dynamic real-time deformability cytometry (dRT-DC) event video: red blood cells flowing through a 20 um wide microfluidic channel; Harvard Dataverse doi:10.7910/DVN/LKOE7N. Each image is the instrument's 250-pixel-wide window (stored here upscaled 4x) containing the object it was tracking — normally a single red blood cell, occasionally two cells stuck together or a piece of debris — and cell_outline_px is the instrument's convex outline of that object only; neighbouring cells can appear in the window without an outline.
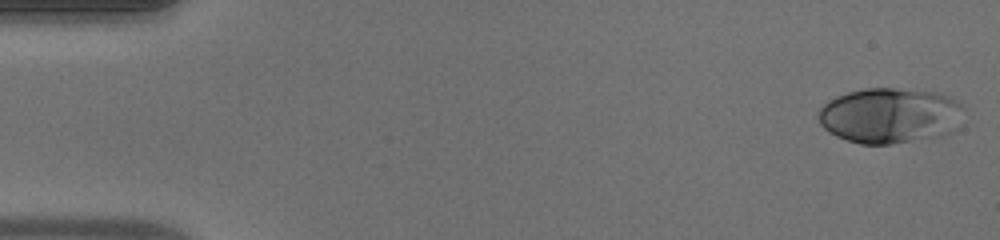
{"species": "human", "species_latin": "Homo sapiens", "temperature_condition": "warm", "stored_images_in_passage": 49, "camera_frame_rate_fps": 3000, "um_per_image_px": 0.085, "donor": {"sex": "male"}, "frame": {"image": 1, "passage_image": 1, "time_ms": 0.0, "image_size_px": [1000, 240], "cell_outline_px": [[964, 108], [956, 128], [952, 132], [944, 136], [892, 144], [860, 144], [836, 136], [828, 132], [820, 124], [816, 116], [820, 108], [828, 100], [836, 96], [848, 92], [864, 88], [892, 88], [936, 92], [960, 100]], "centroid_in_image_um": [75.65, 9.82], "position_along_channel_um": 9.4, "area_um2": 47.57}}
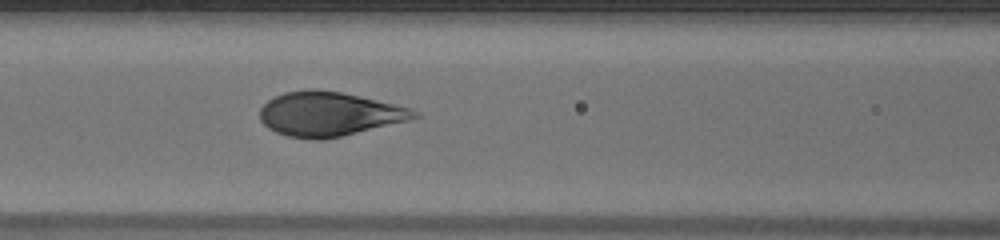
{"frame": {"image": 2, "passage_image": 21, "time_ms": 6.667, "image_size_px": [1000, 240], "cell_outline_px": [[420, 116], [408, 120], [324, 140], [312, 140], [288, 136], [276, 132], [268, 128], [260, 120], [260, 108], [268, 100], [284, 92], [308, 88], [316, 88], [340, 92], [412, 108], [420, 112]], "centroid_in_image_um": [27.94, 9.68], "position_along_channel_um": 138.7, "area_um2": 39.71}}
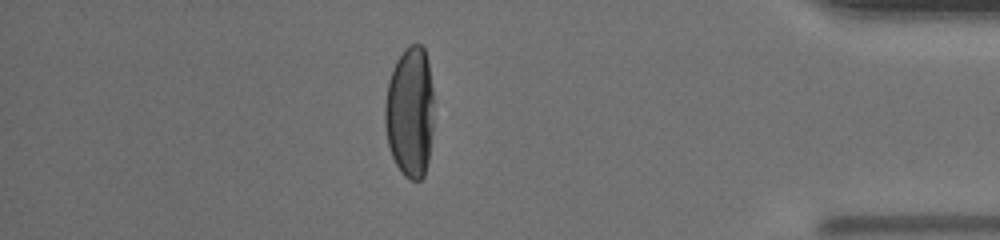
{"frame": {"image": 3, "passage_image": 43, "time_ms": 14.0, "image_size_px": [1000, 240], "cell_outline_px": [[432, 132], [428, 160], [424, 176], [420, 180], [408, 180], [400, 172], [392, 156], [388, 144], [384, 124], [384, 104], [388, 80], [396, 60], [404, 48], [412, 44], [420, 44], [424, 48], [428, 60], [432, 88]], "centroid_in_image_um": [34.83, 9.53], "position_along_channel_um": 400.4, "area_um2": 37.63}, "authors_computed_cell_mechanics": {"area_um2": 41.7894, "velocity_mm_per_s": 4.0621, "shape_relaxation_time_tau1_ms": 3.915, "shape_relaxation_time_tau2_ms": null, "deformation_change_tau1": 0.2354, "deformation_change_tau2": null}}